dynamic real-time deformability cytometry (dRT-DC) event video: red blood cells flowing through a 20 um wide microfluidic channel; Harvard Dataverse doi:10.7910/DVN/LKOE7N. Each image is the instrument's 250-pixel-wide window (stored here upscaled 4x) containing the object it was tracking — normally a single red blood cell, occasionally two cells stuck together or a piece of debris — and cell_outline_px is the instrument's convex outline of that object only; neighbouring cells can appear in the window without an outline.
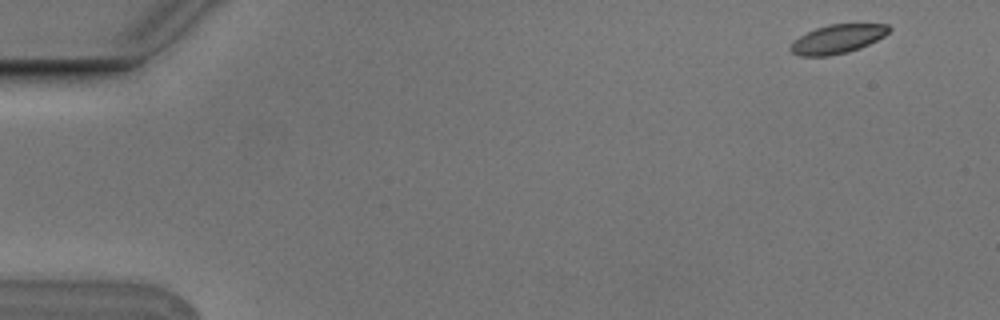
{"species": "Egyptian fruit bat (a non-hibernating species)", "species_latin": "Rousettus aegyptiacus", "temperature_condition": "cold", "stored_images_in_passage": 7, "camera_frame_rate_fps": 3000, "um_per_image_px": 0.085, "animal": {"sex": "male"}, "frame": {"image": 1, "passage_image": 1, "time_ms": 0.0, "image_size_px": [1000, 320], "cell_outline_px": [[892, 28], [884, 36], [860, 48], [848, 52], [828, 56], [800, 56], [792, 52], [788, 48], [792, 40], [816, 28], [828, 24], [888, 24]], "centroid_in_image_um": [71.16, 3.32], "position_along_channel_um": 13.8, "area_um2": 16.59}}